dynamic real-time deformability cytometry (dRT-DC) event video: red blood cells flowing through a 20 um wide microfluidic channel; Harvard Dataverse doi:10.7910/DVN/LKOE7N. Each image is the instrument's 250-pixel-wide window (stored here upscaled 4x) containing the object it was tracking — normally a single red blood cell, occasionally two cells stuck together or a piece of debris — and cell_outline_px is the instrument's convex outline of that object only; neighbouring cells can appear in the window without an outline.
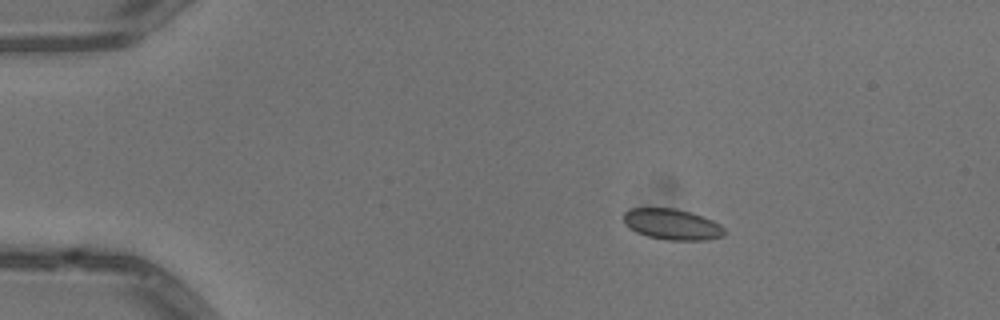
{"species": "common noctule bat (a hibernating species)", "species_latin": "Nyctalus noctula", "temperature_condition": "warm", "stored_images_in_passage": 44, "camera_frame_rate_fps": 3000, "um_per_image_px": 0.085, "animal": {"sex": "male", "body_mass_g": 13.3}, "frame": {"image": 1, "passage_image": 1, "time_ms": 0.0, "image_size_px": [1000, 320], "cell_outline_px": [[724, 236], [704, 240], [668, 240], [648, 236], [636, 232], [628, 228], [624, 224], [624, 212], [628, 208], [676, 208], [712, 220], [720, 224], [724, 228]], "centroid_in_image_um": [57.09, 19.06], "position_along_channel_um": 27.9, "area_um2": 18.09}}
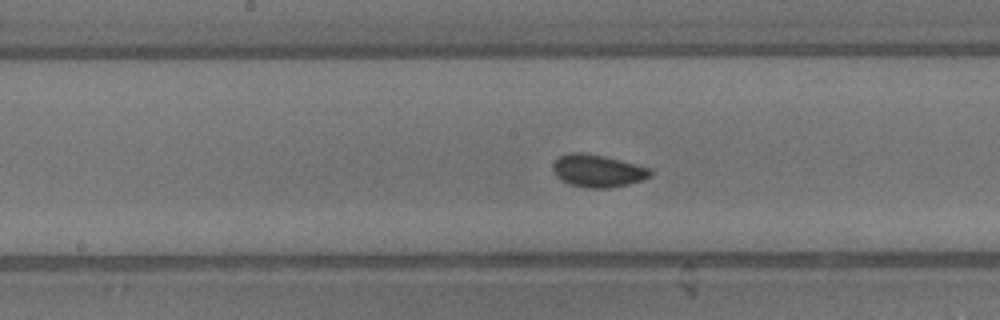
{"frame": {"image": 2, "passage_image": 19, "time_ms": 6.0, "image_size_px": [1000, 320], "cell_outline_px": [[652, 176], [644, 180], [628, 184], [608, 188], [588, 188], [572, 184], [556, 176], [552, 168], [552, 164], [560, 156], [568, 152], [584, 152], [604, 156], [652, 168]], "centroid_in_image_um": [50.84, 14.51], "position_along_channel_um": 197.4, "area_um2": 18.5}}
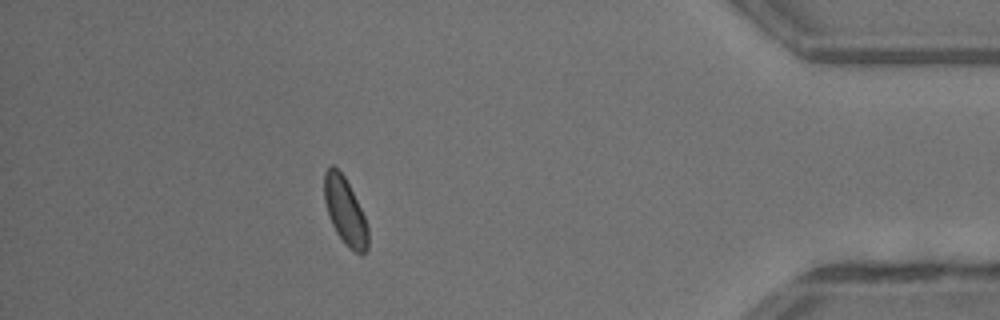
{"frame": {"image": 3, "passage_image": 38, "time_ms": 12.333, "image_size_px": [1000, 320], "cell_outline_px": [[368, 248], [360, 256], [348, 248], [336, 232], [328, 216], [324, 200], [324, 172], [332, 164], [344, 176], [364, 216], [368, 228]], "centroid_in_image_um": [29.32, 17.99], "position_along_channel_um": 405.9, "area_um2": 16.99}, "authors_computed_cell_mechanics": {"area_um2": 17.6579, "velocity_mm_per_s": 4.0326, "shape_relaxation_time_tau1_ms": 1.4707, "shape_relaxation_time_tau2_ms": 1.5055, "deformation_change_tau1": 0.0448, "deformation_change_tau2": 0.048}}